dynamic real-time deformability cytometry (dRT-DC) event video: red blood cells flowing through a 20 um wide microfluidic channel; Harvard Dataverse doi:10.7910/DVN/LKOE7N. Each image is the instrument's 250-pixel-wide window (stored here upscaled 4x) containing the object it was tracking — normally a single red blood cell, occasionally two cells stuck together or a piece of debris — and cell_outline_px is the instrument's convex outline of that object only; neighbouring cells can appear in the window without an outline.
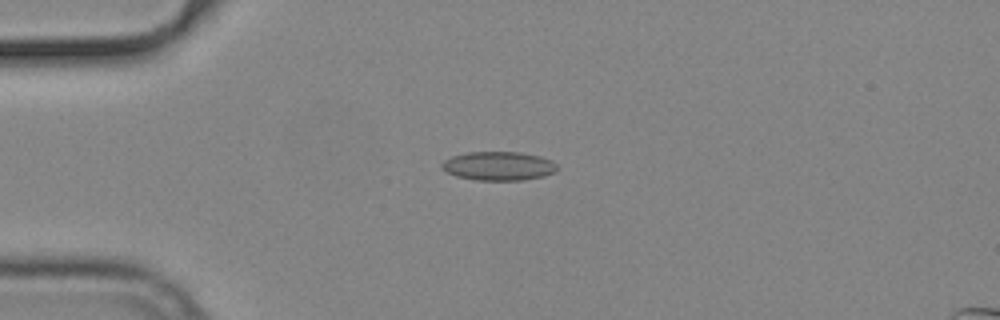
{"species": "common noctule bat (a hibernating species)", "species_latin": "Nyctalus noctula", "temperature_condition": "cold", "stored_images_in_passage": 55, "camera_frame_rate_fps": 3000, "um_per_image_px": 0.085, "animal": {"sex": "male", "body_mass_g": 19.2, "forearm_length_mm": 51.8}, "frame": {"image": 1, "passage_image": 14, "time_ms": 4.333, "image_size_px": [1000, 320], "cell_outline_px": [[560, 168], [556, 172], [544, 176], [524, 180], [476, 180], [456, 176], [440, 168], [440, 164], [444, 160], [452, 156], [468, 152], [520, 152], [540, 156], [552, 160]], "centroid_in_image_um": [42.4, 14.11], "position_along_channel_um": 42.6, "area_um2": 19.59}}
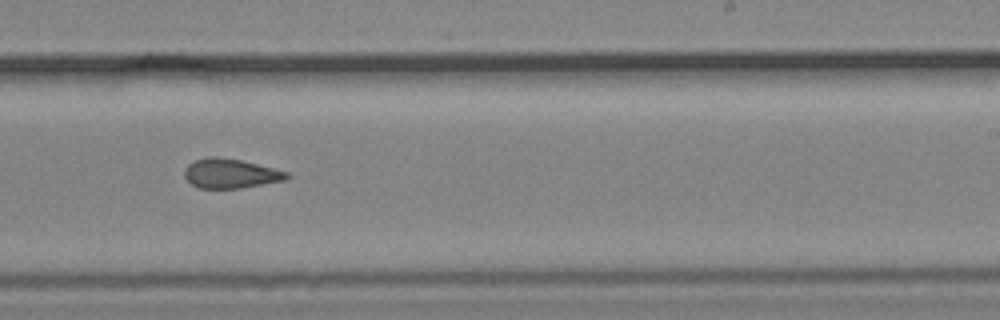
{"frame": {"image": 2, "passage_image": 34, "time_ms": 11.0, "image_size_px": [1000, 320], "cell_outline_px": [[292, 176], [284, 180], [240, 188], [200, 188], [192, 184], [184, 176], [184, 168], [188, 164], [196, 160], [208, 156], [216, 156], [240, 160], [288, 172]], "centroid_in_image_um": [19.57, 14.74], "position_along_channel_um": 269.4, "area_um2": 17.4}}
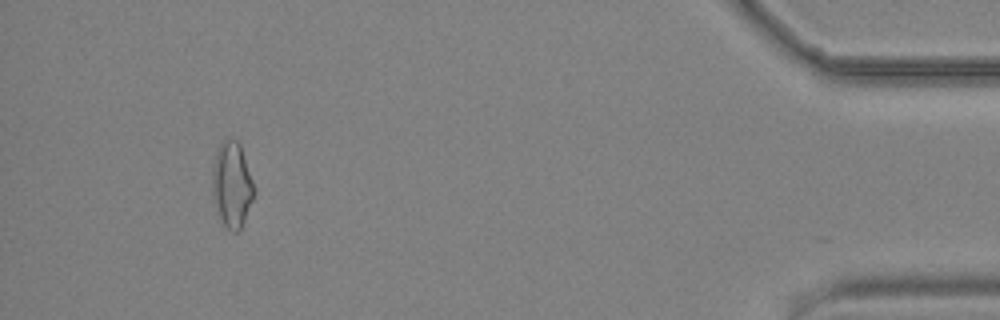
{"frame": {"image": 3, "passage_image": 51, "time_ms": 16.667, "image_size_px": [1000, 320], "cell_outline_px": [[256, 192], [244, 220], [240, 228], [236, 232], [232, 232], [224, 224], [220, 216], [212, 196], [212, 164], [216, 152], [220, 144], [224, 140], [236, 140], [240, 144]], "centroid_in_image_um": [19.7, 15.69], "position_along_channel_um": 415.5, "area_um2": 20.52}, "authors_computed_cell_mechanics": {"area_um2": 18.3804, "velocity_mm_per_s": 3.7701, "shape_relaxation_time_tau1_ms": null, "shape_relaxation_time_tau2_ms": 3.9522, "deformation_change_tau1": null, "deformation_change_tau2": 0.1057}}